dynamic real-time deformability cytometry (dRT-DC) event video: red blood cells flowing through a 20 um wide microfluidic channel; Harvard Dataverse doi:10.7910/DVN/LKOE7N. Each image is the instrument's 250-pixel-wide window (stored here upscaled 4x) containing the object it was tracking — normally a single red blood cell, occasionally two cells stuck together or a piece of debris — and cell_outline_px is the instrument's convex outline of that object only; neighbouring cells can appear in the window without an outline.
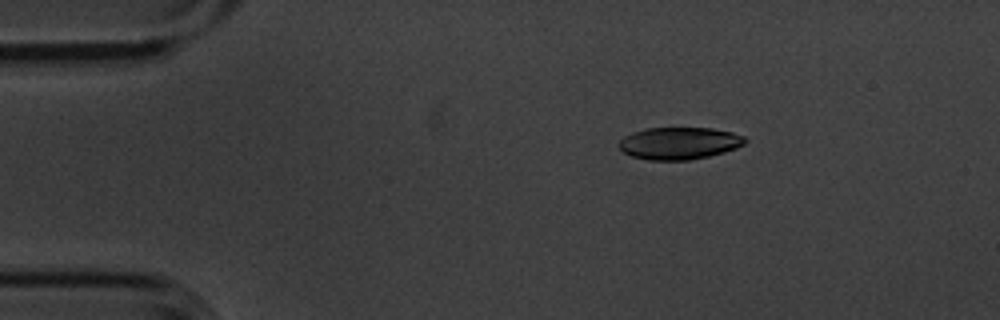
{"species": "common noctule bat (a hibernating species)", "species_latin": "Nyctalus noctula", "temperature_condition": "cold", "stored_images_in_passage": 4, "camera_frame_rate_fps": 3000, "um_per_image_px": 0.085, "animal": {"sex": "male", "body_mass_g": 20.1, "forearm_length_mm": 53.5}, "frame": {"image": 1, "passage_image": 2, "time_ms": 0.333, "image_size_px": [1000, 320], "cell_outline_px": [[748, 140], [744, 144], [736, 148], [724, 152], [708, 156], [688, 160], [648, 160], [632, 156], [624, 152], [620, 148], [620, 140], [624, 136], [632, 132], [648, 128], [712, 128], [732, 132], [744, 136]], "centroid_in_image_um": [57.75, 12.17], "position_along_channel_um": 27.2, "area_um2": 23.58}}
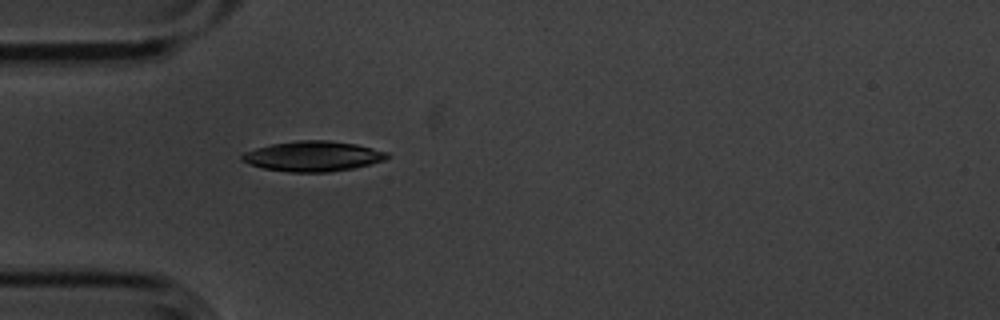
{"frame": {"image": 2, "passage_image": 4, "time_ms": 1.0, "image_size_px": [1000, 320], "cell_outline_px": [[388, 156], [384, 160], [352, 168], [328, 172], [288, 172], [264, 168], [248, 164], [240, 160], [240, 156], [244, 152], [256, 148], [272, 144], [296, 140], [328, 140], [356, 144], [388, 152]], "centroid_in_image_um": [26.55, 13.27], "position_along_channel_um": 58.4, "area_um2": 25.43}}